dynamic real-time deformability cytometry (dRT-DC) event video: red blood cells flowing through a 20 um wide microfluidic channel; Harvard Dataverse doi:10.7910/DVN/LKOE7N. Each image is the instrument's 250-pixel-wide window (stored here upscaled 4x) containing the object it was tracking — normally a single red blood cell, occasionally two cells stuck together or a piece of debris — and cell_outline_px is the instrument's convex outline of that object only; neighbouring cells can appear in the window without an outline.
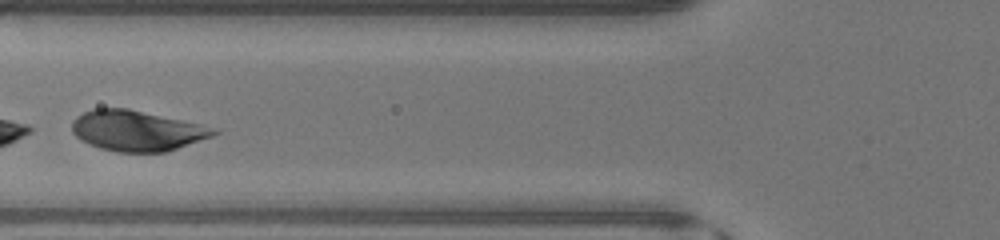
{"species": "human", "species_latin": "Homo sapiens", "temperature_condition": "warm", "stored_images_in_passage": 14, "segment_of_instrument_passage": [2, 2], "camera_frame_rate_fps": 3000, "um_per_image_px": 0.085, "donor": {"sex": "male"}, "frame": {"image": 1, "passage_image": 11, "time_ms": 3.333, "image_size_px": [1000, 240], "cell_outline_px": [[220, 132], [212, 136], [164, 152], [116, 152], [100, 148], [88, 144], [80, 140], [72, 132], [72, 120], [76, 116], [92, 108], [128, 108], [216, 128]], "centroid_in_image_um": [11.57, 11.1], "position_along_channel_um": 114.2, "area_um2": 33.23}}